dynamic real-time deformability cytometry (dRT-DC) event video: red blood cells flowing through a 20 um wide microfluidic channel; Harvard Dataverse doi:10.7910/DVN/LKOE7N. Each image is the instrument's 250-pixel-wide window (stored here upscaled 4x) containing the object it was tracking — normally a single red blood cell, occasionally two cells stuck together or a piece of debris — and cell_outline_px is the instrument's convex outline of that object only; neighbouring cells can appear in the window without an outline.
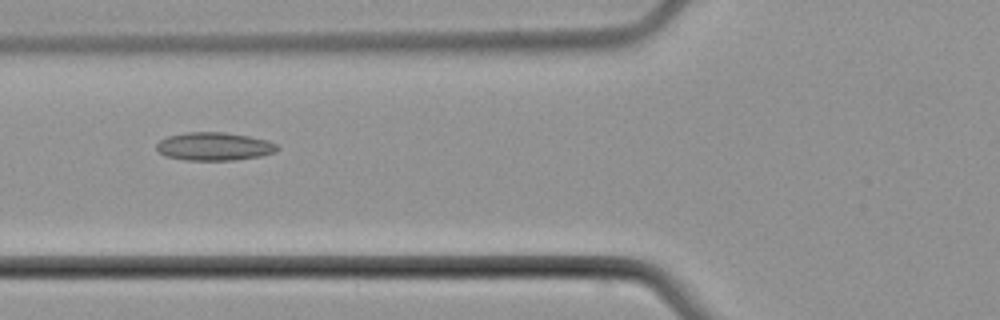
{"species": "common noctule bat (a hibernating species)", "species_latin": "Nyctalus noctula", "temperature_condition": "cold", "stored_images_in_passage": 5, "camera_frame_rate_fps": 3000, "um_per_image_px": 0.085, "animal": {"sex": "male", "body_mass_g": 21.5, "forearm_length_mm": 52.0}, "frame": {"image": 1, "passage_image": 3, "time_ms": 2.333, "image_size_px": [1000, 320], "cell_outline_px": [[280, 148], [276, 152], [260, 156], [232, 160], [188, 160], [168, 156], [160, 152], [156, 148], [156, 144], [160, 140], [168, 136], [184, 132], [224, 132], [248, 136], [268, 140], [276, 144]], "centroid_in_image_um": [18.23, 12.44], "position_along_channel_um": 107.6, "area_um2": 19.71}}
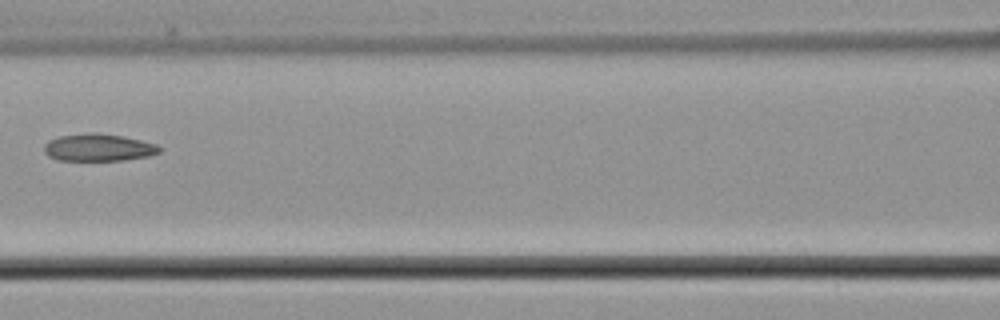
{"frame": {"image": 2, "passage_image": 4, "time_ms": 3.667, "image_size_px": [1000, 320], "cell_outline_px": [[160, 152], [148, 156], [124, 160], [60, 160], [48, 156], [44, 152], [44, 144], [48, 140], [60, 136], [88, 132], [96, 132], [124, 136], [156, 144], [160, 148]], "centroid_in_image_um": [8.34, 12.53], "position_along_channel_um": 158.3, "area_um2": 18.38}}
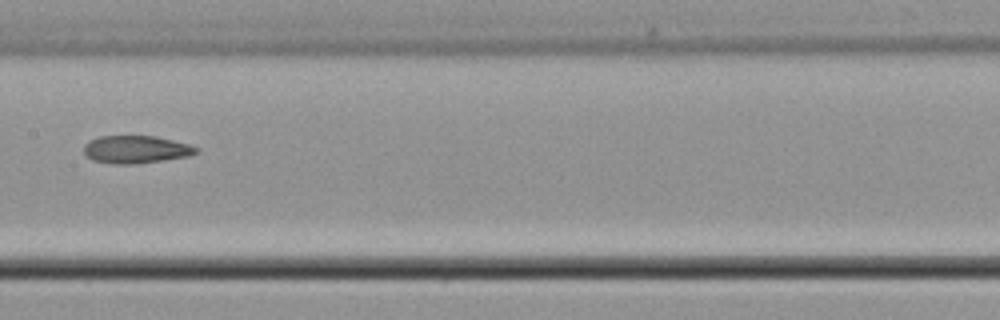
{"frame": {"image": 3, "passage_image": 5, "time_ms": 4.667, "image_size_px": [1000, 320], "cell_outline_px": [[200, 152], [188, 156], [164, 160], [132, 164], [116, 164], [92, 160], [84, 152], [84, 144], [88, 140], [100, 136], [156, 136], [188, 144], [200, 148]], "centroid_in_image_um": [11.57, 12.7], "position_along_channel_um": 195.8, "area_um2": 18.15}}